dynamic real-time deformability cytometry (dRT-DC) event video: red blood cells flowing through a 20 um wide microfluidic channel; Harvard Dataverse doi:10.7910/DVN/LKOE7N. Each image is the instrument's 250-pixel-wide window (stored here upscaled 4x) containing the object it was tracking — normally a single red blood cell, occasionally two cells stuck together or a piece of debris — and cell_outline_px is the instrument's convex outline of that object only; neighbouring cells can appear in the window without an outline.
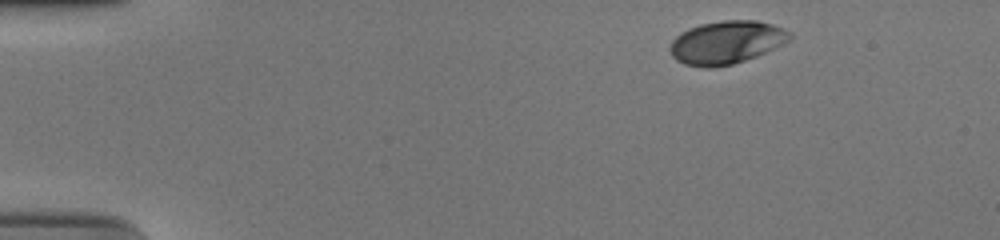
{"species": "human", "species_latin": "Homo sapiens", "temperature_condition": "cold", "stored_images_in_passage": 40, "camera_frame_rate_fps": 3000, "um_per_image_px": 0.085, "donor": {"sex": "male"}, "frame": {"image": 1, "passage_image": 1, "time_ms": 0.0, "image_size_px": [1000, 240], "cell_outline_px": [[792, 36], [788, 40], [756, 56], [732, 64], [712, 68], [704, 68], [684, 64], [676, 60], [672, 56], [668, 48], [672, 40], [680, 32], [688, 28], [700, 24], [724, 20], [756, 20], [772, 24], [792, 32]], "centroid_in_image_um": [61.68, 3.6], "position_along_channel_um": 23.3, "area_um2": 30.0}}
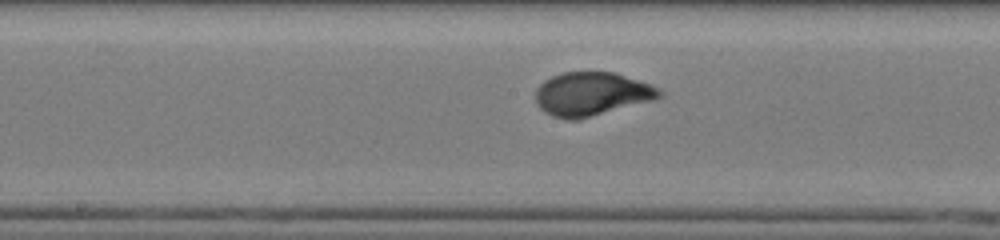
{"frame": {"image": 2, "passage_image": 23, "time_ms": 7.333, "image_size_px": [1000, 240], "cell_outline_px": [[664, 96], [652, 100], [576, 120], [568, 120], [552, 116], [544, 112], [536, 104], [536, 88], [544, 80], [552, 76], [564, 72], [612, 72], [660, 88], [664, 92]], "centroid_in_image_um": [50.25, 7.99], "position_along_channel_um": 197.9, "area_um2": 31.21}}
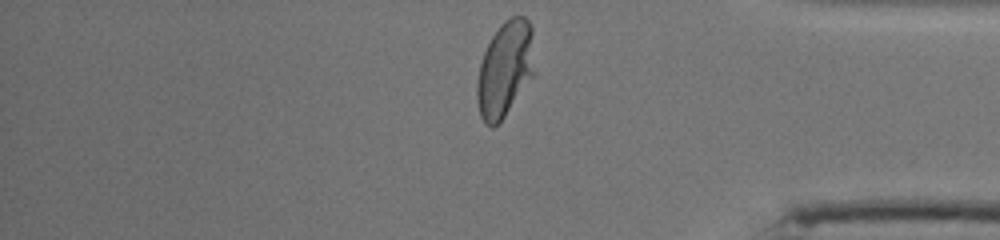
{"frame": {"image": 3, "passage_image": 40, "time_ms": 13.0, "image_size_px": [1000, 240], "cell_outline_px": [[532, 76], [504, 116], [492, 128], [484, 124], [480, 116], [476, 100], [476, 84], [480, 64], [484, 52], [492, 36], [500, 24], [504, 20], [512, 16], [524, 16], [528, 20], [532, 28]], "centroid_in_image_um": [42.87, 5.87], "position_along_channel_um": 392.3, "area_um2": 31.5}, "authors_computed_cell_mechanics": {"area_um2": 30.3739, "velocity_mm_per_s": 3.7325, "shape_relaxation_time_tau1_ms": 3.4958, "shape_relaxation_time_tau2_ms": null, "deformation_change_tau1": 0.1689, "deformation_change_tau2": null}}